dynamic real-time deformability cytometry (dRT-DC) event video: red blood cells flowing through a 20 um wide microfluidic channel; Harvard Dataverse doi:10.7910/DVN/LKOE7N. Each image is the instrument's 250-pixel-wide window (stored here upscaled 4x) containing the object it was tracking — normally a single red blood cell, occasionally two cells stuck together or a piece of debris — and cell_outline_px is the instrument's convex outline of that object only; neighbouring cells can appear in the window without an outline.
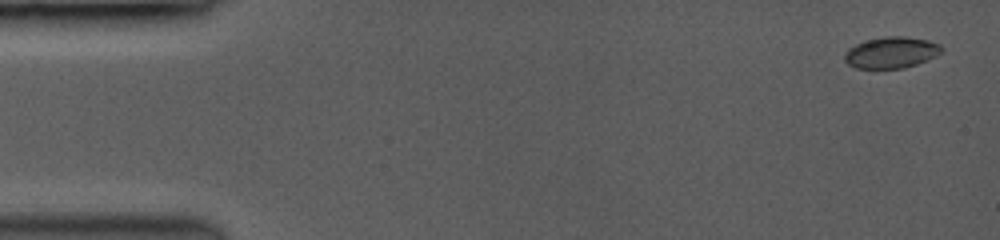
{"species": "common noctule bat (a hibernating species)", "species_latin": "Nyctalus noctula", "temperature_condition": "room temperature", "stored_images_in_passage": 55, "camera_frame_rate_fps": 3500, "um_per_image_px": 0.085, "animal": {"sex": "female", "body_mass_g": 19.0, "forearm_length_mm": 53.3}, "frame": {"image": 1, "passage_image": 1, "time_ms": 0.0, "image_size_px": [1000, 240], "cell_outline_px": [[940, 52], [936, 56], [916, 64], [904, 68], [856, 68], [848, 64], [844, 60], [844, 56], [856, 44], [868, 40], [888, 36], [900, 36], [928, 40], [936, 44], [940, 48]], "centroid_in_image_um": [75.74, 4.48], "position_along_channel_um": 9.3, "area_um2": 17.11}}
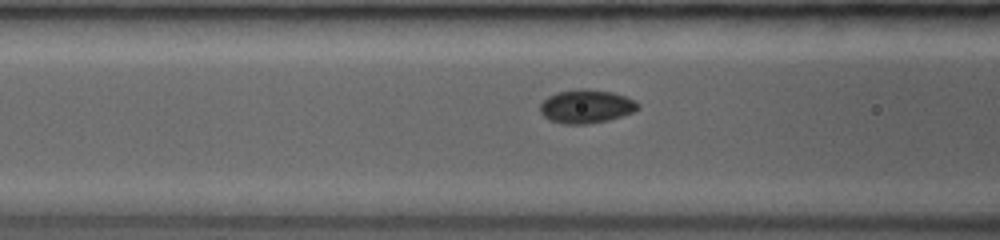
{"frame": {"image": 2, "passage_image": 22, "time_ms": 6.0, "image_size_px": [1000, 240], "cell_outline_px": [[640, 108], [632, 112], [608, 120], [584, 124], [564, 124], [548, 120], [540, 112], [540, 104], [548, 96], [560, 92], [584, 88], [612, 92], [624, 96], [632, 100]], "centroid_in_image_um": [49.78, 9.05], "position_along_channel_um": 116.8, "area_um2": 18.79}}
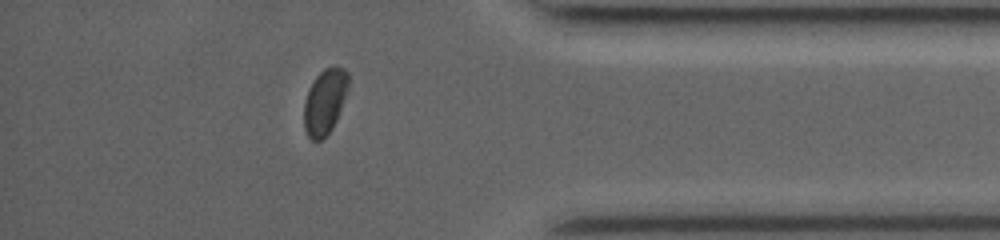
{"frame": {"image": 3, "passage_image": 48, "time_ms": 13.429, "image_size_px": [1000, 240], "cell_outline_px": [[348, 92], [336, 120], [332, 128], [320, 140], [312, 140], [308, 136], [304, 128], [304, 100], [308, 88], [316, 76], [324, 68], [344, 68], [348, 72]], "centroid_in_image_um": [27.6, 8.63], "position_along_channel_um": 407.6, "area_um2": 16.82}, "authors_computed_cell_mechanics": {"area_um2": 17.6868, "velocity_mm_per_s": 4.0679, "shape_relaxation_time_tau1_ms": 1.3525, "shape_relaxation_time_tau2_ms": 2.2152, "deformation_change_tau1": 0.0756, "deformation_change_tau2": 0.0341}}